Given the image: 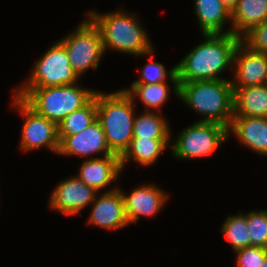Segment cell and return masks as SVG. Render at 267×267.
<instances>
[{
  "instance_id": "cell-26",
  "label": "cell",
  "mask_w": 267,
  "mask_h": 267,
  "mask_svg": "<svg viewBox=\"0 0 267 267\" xmlns=\"http://www.w3.org/2000/svg\"><path fill=\"white\" fill-rule=\"evenodd\" d=\"M247 227L251 246L267 249V210L247 212Z\"/></svg>"
},
{
  "instance_id": "cell-16",
  "label": "cell",
  "mask_w": 267,
  "mask_h": 267,
  "mask_svg": "<svg viewBox=\"0 0 267 267\" xmlns=\"http://www.w3.org/2000/svg\"><path fill=\"white\" fill-rule=\"evenodd\" d=\"M230 133L246 148L267 156V118L233 116L228 127Z\"/></svg>"
},
{
  "instance_id": "cell-29",
  "label": "cell",
  "mask_w": 267,
  "mask_h": 267,
  "mask_svg": "<svg viewBox=\"0 0 267 267\" xmlns=\"http://www.w3.org/2000/svg\"><path fill=\"white\" fill-rule=\"evenodd\" d=\"M237 1L238 0H221L222 4L230 11H232L236 7Z\"/></svg>"
},
{
  "instance_id": "cell-12",
  "label": "cell",
  "mask_w": 267,
  "mask_h": 267,
  "mask_svg": "<svg viewBox=\"0 0 267 267\" xmlns=\"http://www.w3.org/2000/svg\"><path fill=\"white\" fill-rule=\"evenodd\" d=\"M160 188L153 182L137 186L130 194L119 188L124 198L129 224H137L141 216L152 217L160 212L169 197L168 193Z\"/></svg>"
},
{
  "instance_id": "cell-6",
  "label": "cell",
  "mask_w": 267,
  "mask_h": 267,
  "mask_svg": "<svg viewBox=\"0 0 267 267\" xmlns=\"http://www.w3.org/2000/svg\"><path fill=\"white\" fill-rule=\"evenodd\" d=\"M175 137L171 151L178 160H195L212 155L229 139L227 126L204 121L185 127Z\"/></svg>"
},
{
  "instance_id": "cell-1",
  "label": "cell",
  "mask_w": 267,
  "mask_h": 267,
  "mask_svg": "<svg viewBox=\"0 0 267 267\" xmlns=\"http://www.w3.org/2000/svg\"><path fill=\"white\" fill-rule=\"evenodd\" d=\"M204 41L196 45L176 64L179 82L221 80L228 67L233 66L236 47L241 38L233 34H203Z\"/></svg>"
},
{
  "instance_id": "cell-15",
  "label": "cell",
  "mask_w": 267,
  "mask_h": 267,
  "mask_svg": "<svg viewBox=\"0 0 267 267\" xmlns=\"http://www.w3.org/2000/svg\"><path fill=\"white\" fill-rule=\"evenodd\" d=\"M81 164L76 177L97 192H100V190L102 191L103 188L117 181L122 172L118 155H109L93 159L86 158Z\"/></svg>"
},
{
  "instance_id": "cell-8",
  "label": "cell",
  "mask_w": 267,
  "mask_h": 267,
  "mask_svg": "<svg viewBox=\"0 0 267 267\" xmlns=\"http://www.w3.org/2000/svg\"><path fill=\"white\" fill-rule=\"evenodd\" d=\"M79 80L64 44L58 40L37 59L30 76L19 87L65 86L76 84Z\"/></svg>"
},
{
  "instance_id": "cell-2",
  "label": "cell",
  "mask_w": 267,
  "mask_h": 267,
  "mask_svg": "<svg viewBox=\"0 0 267 267\" xmlns=\"http://www.w3.org/2000/svg\"><path fill=\"white\" fill-rule=\"evenodd\" d=\"M86 14L101 33L105 53L112 49L136 57H154V47L136 12L128 13L120 8L113 12L100 13L92 9Z\"/></svg>"
},
{
  "instance_id": "cell-28",
  "label": "cell",
  "mask_w": 267,
  "mask_h": 267,
  "mask_svg": "<svg viewBox=\"0 0 267 267\" xmlns=\"http://www.w3.org/2000/svg\"><path fill=\"white\" fill-rule=\"evenodd\" d=\"M237 267H258L267 257V249L263 247H246L235 251Z\"/></svg>"
},
{
  "instance_id": "cell-27",
  "label": "cell",
  "mask_w": 267,
  "mask_h": 267,
  "mask_svg": "<svg viewBox=\"0 0 267 267\" xmlns=\"http://www.w3.org/2000/svg\"><path fill=\"white\" fill-rule=\"evenodd\" d=\"M241 42L249 49L267 55V20L246 32Z\"/></svg>"
},
{
  "instance_id": "cell-3",
  "label": "cell",
  "mask_w": 267,
  "mask_h": 267,
  "mask_svg": "<svg viewBox=\"0 0 267 267\" xmlns=\"http://www.w3.org/2000/svg\"><path fill=\"white\" fill-rule=\"evenodd\" d=\"M179 99L202 115L198 121L229 127L234 116V89L230 79L179 82Z\"/></svg>"
},
{
  "instance_id": "cell-11",
  "label": "cell",
  "mask_w": 267,
  "mask_h": 267,
  "mask_svg": "<svg viewBox=\"0 0 267 267\" xmlns=\"http://www.w3.org/2000/svg\"><path fill=\"white\" fill-rule=\"evenodd\" d=\"M233 88L267 84V55L255 52L241 41L233 58Z\"/></svg>"
},
{
  "instance_id": "cell-5",
  "label": "cell",
  "mask_w": 267,
  "mask_h": 267,
  "mask_svg": "<svg viewBox=\"0 0 267 267\" xmlns=\"http://www.w3.org/2000/svg\"><path fill=\"white\" fill-rule=\"evenodd\" d=\"M12 90L37 114L57 125L73 111L85 106L97 91L81 87L78 83L54 87H16Z\"/></svg>"
},
{
  "instance_id": "cell-21",
  "label": "cell",
  "mask_w": 267,
  "mask_h": 267,
  "mask_svg": "<svg viewBox=\"0 0 267 267\" xmlns=\"http://www.w3.org/2000/svg\"><path fill=\"white\" fill-rule=\"evenodd\" d=\"M159 112L144 111L142 114L135 115L133 137L171 139L170 125Z\"/></svg>"
},
{
  "instance_id": "cell-13",
  "label": "cell",
  "mask_w": 267,
  "mask_h": 267,
  "mask_svg": "<svg viewBox=\"0 0 267 267\" xmlns=\"http://www.w3.org/2000/svg\"><path fill=\"white\" fill-rule=\"evenodd\" d=\"M88 216V223L106 230H118L129 225L124 198L119 187L111 188L96 196Z\"/></svg>"
},
{
  "instance_id": "cell-14",
  "label": "cell",
  "mask_w": 267,
  "mask_h": 267,
  "mask_svg": "<svg viewBox=\"0 0 267 267\" xmlns=\"http://www.w3.org/2000/svg\"><path fill=\"white\" fill-rule=\"evenodd\" d=\"M58 137L60 140L58 154L60 155H77L84 159L88 156H90L89 159L100 158L91 157L99 153H102L103 157L115 155L108 147L103 129L97 120L77 134Z\"/></svg>"
},
{
  "instance_id": "cell-25",
  "label": "cell",
  "mask_w": 267,
  "mask_h": 267,
  "mask_svg": "<svg viewBox=\"0 0 267 267\" xmlns=\"http://www.w3.org/2000/svg\"><path fill=\"white\" fill-rule=\"evenodd\" d=\"M150 62L144 66L141 71L140 80H135L132 84H157L166 82L168 79L170 83L172 82L173 93L177 98H179V81L176 72V65L173 66L169 72L162 63L152 61L150 57ZM174 85V86H173Z\"/></svg>"
},
{
  "instance_id": "cell-10",
  "label": "cell",
  "mask_w": 267,
  "mask_h": 267,
  "mask_svg": "<svg viewBox=\"0 0 267 267\" xmlns=\"http://www.w3.org/2000/svg\"><path fill=\"white\" fill-rule=\"evenodd\" d=\"M98 192L78 177L61 180L50 195L49 207L61 214L81 215L80 211L93 202Z\"/></svg>"
},
{
  "instance_id": "cell-30",
  "label": "cell",
  "mask_w": 267,
  "mask_h": 267,
  "mask_svg": "<svg viewBox=\"0 0 267 267\" xmlns=\"http://www.w3.org/2000/svg\"><path fill=\"white\" fill-rule=\"evenodd\" d=\"M258 267H267V257L264 259L263 263L260 264Z\"/></svg>"
},
{
  "instance_id": "cell-17",
  "label": "cell",
  "mask_w": 267,
  "mask_h": 267,
  "mask_svg": "<svg viewBox=\"0 0 267 267\" xmlns=\"http://www.w3.org/2000/svg\"><path fill=\"white\" fill-rule=\"evenodd\" d=\"M194 6L202 34H232L231 11L221 0H194ZM227 22L230 23V27L224 31Z\"/></svg>"
},
{
  "instance_id": "cell-18",
  "label": "cell",
  "mask_w": 267,
  "mask_h": 267,
  "mask_svg": "<svg viewBox=\"0 0 267 267\" xmlns=\"http://www.w3.org/2000/svg\"><path fill=\"white\" fill-rule=\"evenodd\" d=\"M267 20V0H238L231 11L232 34L241 38L251 28Z\"/></svg>"
},
{
  "instance_id": "cell-23",
  "label": "cell",
  "mask_w": 267,
  "mask_h": 267,
  "mask_svg": "<svg viewBox=\"0 0 267 267\" xmlns=\"http://www.w3.org/2000/svg\"><path fill=\"white\" fill-rule=\"evenodd\" d=\"M97 120L96 92L94 97L82 108L73 111L58 124V136L79 133Z\"/></svg>"
},
{
  "instance_id": "cell-4",
  "label": "cell",
  "mask_w": 267,
  "mask_h": 267,
  "mask_svg": "<svg viewBox=\"0 0 267 267\" xmlns=\"http://www.w3.org/2000/svg\"><path fill=\"white\" fill-rule=\"evenodd\" d=\"M134 103L124 88L111 93L96 91L97 121L111 152L119 157L133 138Z\"/></svg>"
},
{
  "instance_id": "cell-7",
  "label": "cell",
  "mask_w": 267,
  "mask_h": 267,
  "mask_svg": "<svg viewBox=\"0 0 267 267\" xmlns=\"http://www.w3.org/2000/svg\"><path fill=\"white\" fill-rule=\"evenodd\" d=\"M60 41L64 44L71 66L79 78L90 68L96 70L105 55L101 33L88 16Z\"/></svg>"
},
{
  "instance_id": "cell-24",
  "label": "cell",
  "mask_w": 267,
  "mask_h": 267,
  "mask_svg": "<svg viewBox=\"0 0 267 267\" xmlns=\"http://www.w3.org/2000/svg\"><path fill=\"white\" fill-rule=\"evenodd\" d=\"M221 232L232 246L233 251L251 247L249 229L247 227V214L239 211L236 215L228 216L222 224Z\"/></svg>"
},
{
  "instance_id": "cell-9",
  "label": "cell",
  "mask_w": 267,
  "mask_h": 267,
  "mask_svg": "<svg viewBox=\"0 0 267 267\" xmlns=\"http://www.w3.org/2000/svg\"><path fill=\"white\" fill-rule=\"evenodd\" d=\"M12 106L21 113L25 119L20 140V149L23 152H31L41 147L58 154L60 140L58 137V125L37 114L21 98L13 93Z\"/></svg>"
},
{
  "instance_id": "cell-22",
  "label": "cell",
  "mask_w": 267,
  "mask_h": 267,
  "mask_svg": "<svg viewBox=\"0 0 267 267\" xmlns=\"http://www.w3.org/2000/svg\"><path fill=\"white\" fill-rule=\"evenodd\" d=\"M170 86L166 83L157 84H131L130 88L124 90L135 101L138 98L143 105H145L144 111L157 109L161 110V107L167 102L170 95Z\"/></svg>"
},
{
  "instance_id": "cell-19",
  "label": "cell",
  "mask_w": 267,
  "mask_h": 267,
  "mask_svg": "<svg viewBox=\"0 0 267 267\" xmlns=\"http://www.w3.org/2000/svg\"><path fill=\"white\" fill-rule=\"evenodd\" d=\"M170 140L172 139L133 137L127 149L119 157L122 170L128 161H133L144 167L154 164L171 144Z\"/></svg>"
},
{
  "instance_id": "cell-20",
  "label": "cell",
  "mask_w": 267,
  "mask_h": 267,
  "mask_svg": "<svg viewBox=\"0 0 267 267\" xmlns=\"http://www.w3.org/2000/svg\"><path fill=\"white\" fill-rule=\"evenodd\" d=\"M234 89V116L267 118V84Z\"/></svg>"
}]
</instances>
